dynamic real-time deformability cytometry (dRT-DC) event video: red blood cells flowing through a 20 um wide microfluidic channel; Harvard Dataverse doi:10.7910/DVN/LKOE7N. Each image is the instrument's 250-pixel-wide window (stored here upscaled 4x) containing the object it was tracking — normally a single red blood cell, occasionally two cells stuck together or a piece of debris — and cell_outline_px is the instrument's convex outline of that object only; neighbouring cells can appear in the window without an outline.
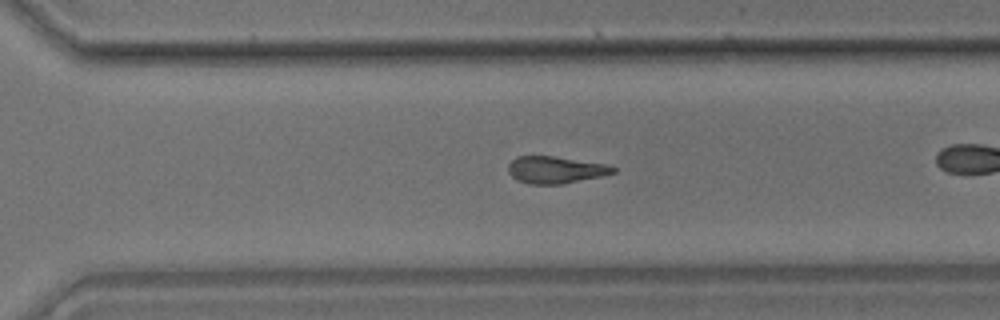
{"species": "common noctule bat (a hibernating species)", "species_latin": "Nyctalus noctula", "temperature_condition": "room temperature", "stored_images_in_passage": 36, "camera_frame_rate_fps": 3000, "um_per_image_px": 0.085, "animal": {"sex": "male", "body_mass_g": 17.9}, "frame": {"image": 1, "passage_image": 31, "time_ms": 10.0, "image_size_px": [1000, 320], "cell_outline_px": [[616, 172], [600, 176], [560, 184], [528, 184], [516, 180], [508, 172], [508, 164], [516, 156], [552, 156], [604, 164], [616, 168]], "centroid_in_image_um": [47.15, 14.44], "position_along_channel_um": 323.4, "area_um2": 16.3}}